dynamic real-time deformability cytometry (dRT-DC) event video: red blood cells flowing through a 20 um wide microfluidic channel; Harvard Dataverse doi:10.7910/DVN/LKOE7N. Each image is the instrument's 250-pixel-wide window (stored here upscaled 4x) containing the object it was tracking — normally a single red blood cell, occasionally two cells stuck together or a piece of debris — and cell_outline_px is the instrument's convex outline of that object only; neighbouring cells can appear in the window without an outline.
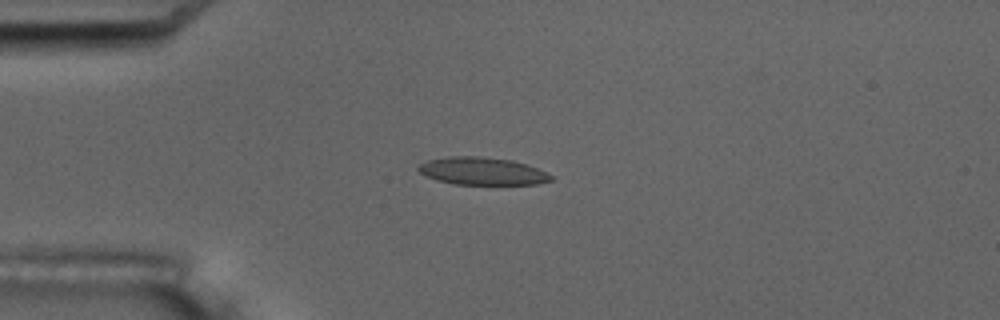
{"species": "common noctule bat (a hibernating species)", "species_latin": "Nyctalus noctula", "temperature_condition": "room temperature", "stored_images_in_passage": 7, "camera_frame_rate_fps": 3000, "um_per_image_px": 0.085, "animal": {"sex": "male", "body_mass_g": 17.5, "forearm_length_mm": 52.3}, "frame": {"image": 1, "passage_image": 4, "time_ms": 3.667, "image_size_px": [1000, 320], "cell_outline_px": [[552, 180], [536, 184], [456, 184], [436, 180], [420, 172], [416, 168], [420, 164], [428, 160], [448, 156], [480, 156], [512, 160], [536, 168], [552, 176]], "centroid_in_image_um": [40.95, 14.54], "position_along_channel_um": 44.0, "area_um2": 21.04}}